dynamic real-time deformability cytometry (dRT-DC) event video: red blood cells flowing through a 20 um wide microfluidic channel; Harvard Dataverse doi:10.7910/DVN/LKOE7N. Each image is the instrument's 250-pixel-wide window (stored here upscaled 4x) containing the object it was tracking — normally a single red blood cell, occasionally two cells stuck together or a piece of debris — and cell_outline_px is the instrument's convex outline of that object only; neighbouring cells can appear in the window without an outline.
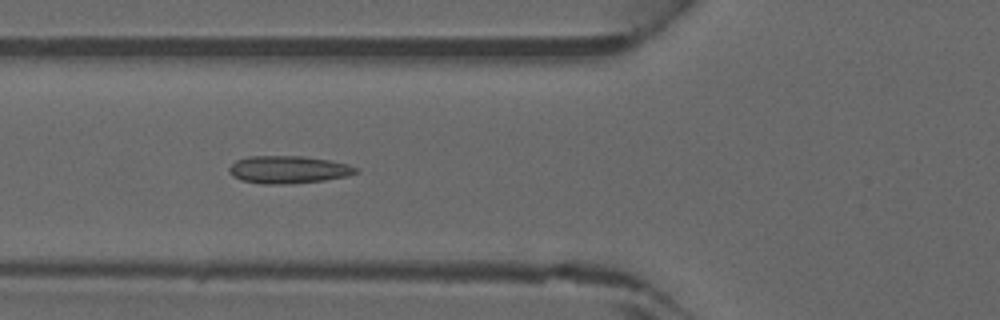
{"species": "common noctule bat (a hibernating species)", "species_latin": "Nyctalus noctula", "temperature_condition": "warm", "stored_images_in_passage": 32, "camera_frame_rate_fps": 3000, "um_per_image_px": 0.085, "animal": {"sex": "male", "forearm_length_mm": 52.5}, "frame": {"image": 1, "passage_image": 7, "time_ms": 2.0, "image_size_px": [1000, 320], "cell_outline_px": [[360, 172], [348, 176], [324, 180], [284, 184], [260, 184], [240, 180], [232, 176], [228, 172], [228, 168], [236, 160], [248, 156], [304, 156], [328, 160], [348, 164], [356, 168]], "centroid_in_image_um": [24.47, 14.42], "position_along_channel_um": 101.3, "area_um2": 20.46}}
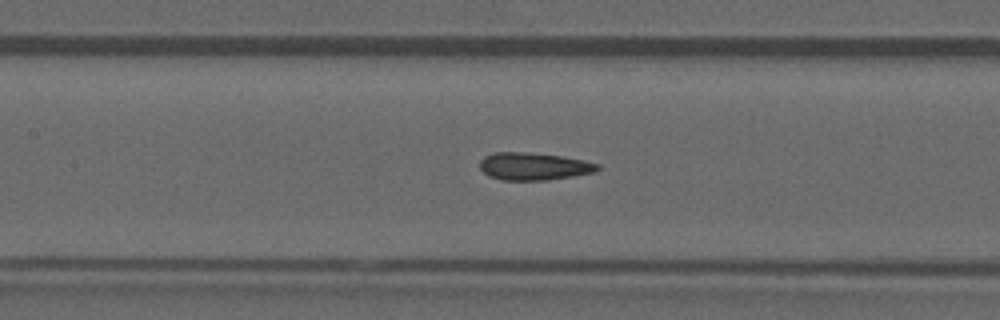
{"frame": {"image": 2, "passage_image": 11, "time_ms": 3.333, "image_size_px": [1000, 320], "cell_outline_px": [[600, 168], [596, 172], [548, 180], [500, 180], [488, 176], [480, 168], [480, 160], [484, 156], [492, 152], [524, 152], [560, 156], [584, 160], [600, 164]], "centroid_in_image_um": [45.36, 14.14], "position_along_channel_um": 162.0, "area_um2": 18.96}}
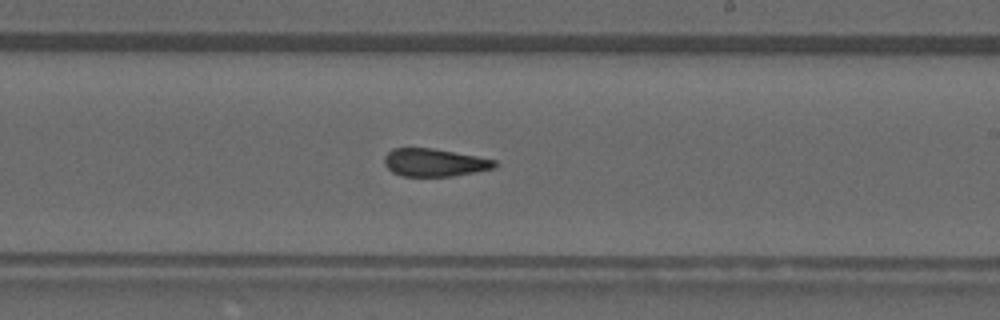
{"frame": {"image": 3, "passage_image": 17, "time_ms": 5.333, "image_size_px": [1000, 320], "cell_outline_px": [[496, 168], [452, 176], [404, 176], [392, 172], [384, 164], [384, 156], [392, 148], [432, 148], [476, 156], [496, 160]], "centroid_in_image_um": [36.91, 13.81], "position_along_channel_um": 252.1, "area_um2": 17.8}}